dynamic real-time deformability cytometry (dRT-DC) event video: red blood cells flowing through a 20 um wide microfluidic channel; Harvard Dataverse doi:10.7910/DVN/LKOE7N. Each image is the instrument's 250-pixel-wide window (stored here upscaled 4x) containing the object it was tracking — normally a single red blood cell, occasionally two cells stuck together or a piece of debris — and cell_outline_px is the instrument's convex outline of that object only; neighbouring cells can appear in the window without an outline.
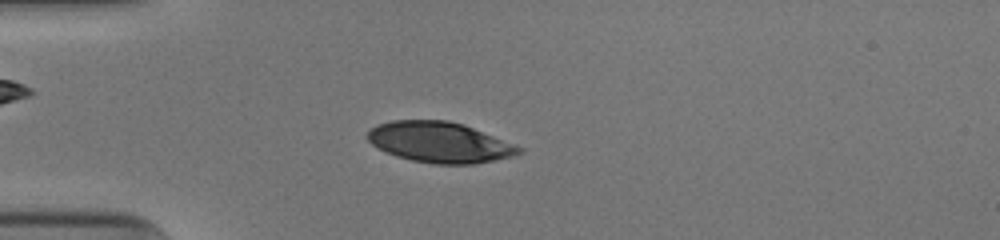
{"species": "human", "species_latin": "Homo sapiens", "temperature_condition": "cold", "stored_images_in_passage": 51, "camera_frame_rate_fps": 3000, "um_per_image_px": 0.085, "donor": {"sex": "male"}, "frame": {"image": 1, "passage_image": 14, "time_ms": 4.333, "image_size_px": [1000, 240], "cell_outline_px": [[524, 152], [512, 156], [472, 164], [432, 164], [412, 160], [396, 156], [372, 144], [364, 136], [372, 128], [380, 124], [392, 120], [448, 120], [464, 124], [516, 144], [524, 148]], "centroid_in_image_um": [37.4, 12.09], "position_along_channel_um": 47.6, "area_um2": 35.84}}
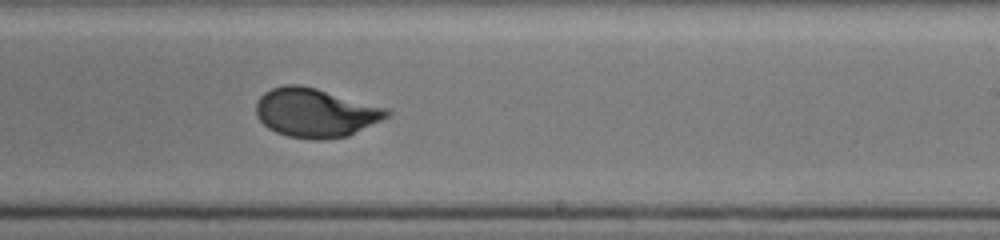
{"frame": {"image": 2, "passage_image": 32, "time_ms": 10.333, "image_size_px": [1000, 240], "cell_outline_px": [[392, 112], [388, 116], [348, 136], [320, 140], [312, 140], [288, 136], [276, 132], [268, 128], [256, 116], [256, 104], [260, 96], [264, 92], [272, 88], [284, 84], [300, 84], [316, 88], [388, 108]], "centroid_in_image_um": [26.79, 9.57], "position_along_channel_um": 262.2, "area_um2": 37.28}}
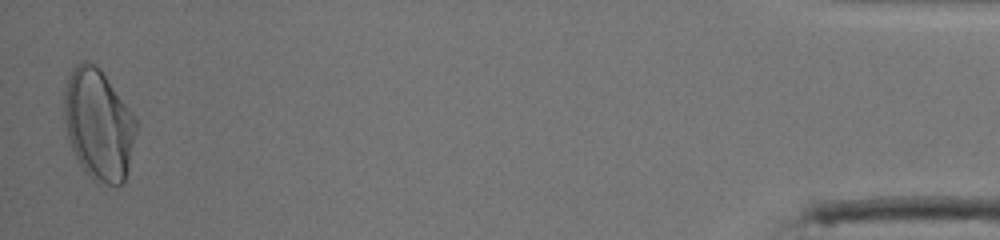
{"frame": {"image": 3, "passage_image": 51, "time_ms": 16.667, "image_size_px": [1000, 240], "cell_outline_px": [[136, 132], [128, 168], [124, 184], [96, 184], [92, 180], [76, 160], [68, 136], [64, 120], [64, 92], [68, 76], [72, 68], [76, 64], [84, 60], [88, 60], [96, 64], [100, 68], [132, 112], [136, 120]], "centroid_in_image_um": [8.36, 10.58], "position_along_channel_um": 426.8, "area_um2": 46.76}, "authors_computed_cell_mechanics": {"area_um2": 37.0498, "velocity_mm_per_s": 3.9116, "shape_relaxation_time_tau1_ms": 3.7861, "shape_relaxation_time_tau2_ms": null, "deformation_change_tau1": 0.1751, "deformation_change_tau2": null}}